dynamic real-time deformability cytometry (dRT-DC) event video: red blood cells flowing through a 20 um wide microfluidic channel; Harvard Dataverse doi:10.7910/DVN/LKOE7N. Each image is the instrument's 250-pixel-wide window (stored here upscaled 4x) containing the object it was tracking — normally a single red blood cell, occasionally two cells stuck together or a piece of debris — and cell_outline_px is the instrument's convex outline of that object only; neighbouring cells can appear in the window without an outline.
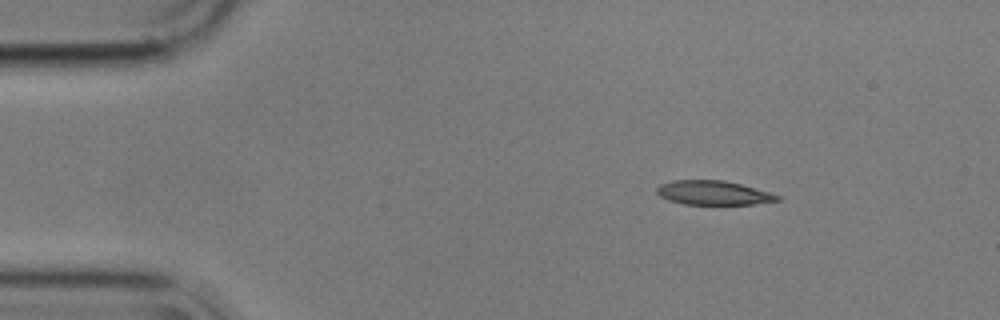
{"species": "common noctule bat (a hibernating species)", "species_latin": "Nyctalus noctula", "temperature_condition": "cold", "stored_images_in_passage": 12, "camera_frame_rate_fps": 3000, "um_per_image_px": 0.085, "animal": {"sex": "male", "body_mass_g": 17.9}, "frame": {"image": 1, "passage_image": 1, "time_ms": 0.0, "image_size_px": [1000, 320], "cell_outline_px": [[780, 200], [752, 204], [684, 204], [668, 200], [660, 196], [656, 192], [656, 188], [660, 184], [672, 180], [724, 180], [740, 184], [768, 192], [780, 196]], "centroid_in_image_um": [60.58, 16.38], "position_along_channel_um": 24.4, "area_um2": 16.82}}
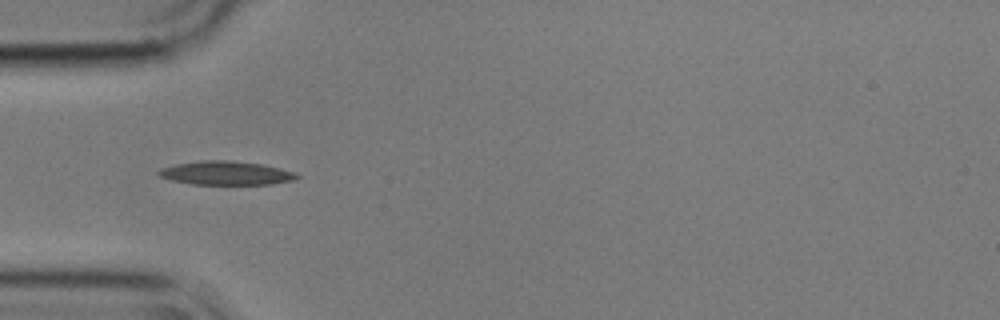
{"frame": {"image": 2, "passage_image": 10, "time_ms": 3.0, "image_size_px": [1000, 320], "cell_outline_px": [[300, 176], [296, 180], [272, 184], [192, 184], [172, 180], [160, 176], [156, 172], [160, 168], [176, 164], [204, 160], [232, 160], [264, 164], [280, 168], [292, 172]], "centroid_in_image_um": [19.23, 14.7], "position_along_channel_um": 65.8, "area_um2": 19.13}}